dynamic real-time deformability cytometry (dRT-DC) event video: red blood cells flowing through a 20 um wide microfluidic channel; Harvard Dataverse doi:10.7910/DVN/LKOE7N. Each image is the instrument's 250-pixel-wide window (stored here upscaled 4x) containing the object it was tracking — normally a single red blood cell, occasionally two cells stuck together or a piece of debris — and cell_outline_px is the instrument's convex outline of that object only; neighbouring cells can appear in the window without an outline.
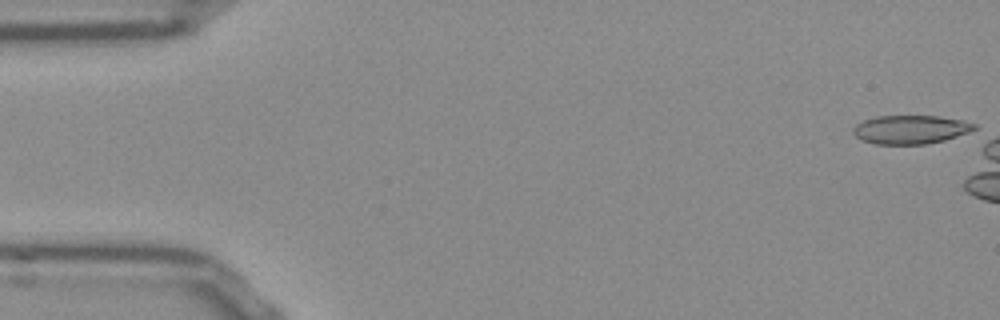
{"species": "Egyptian fruit bat (a non-hibernating species)", "species_latin": "Rousettus aegyptiacus", "temperature_condition": "room temperature", "stored_images_in_passage": 10, "camera_frame_rate_fps": 3000, "um_per_image_px": 0.085, "frame": {"image": 1, "passage_image": 1, "time_ms": 0.0, "image_size_px": [1000, 320], "cell_outline_px": [[976, 132], [944, 140], [924, 144], [876, 144], [864, 140], [856, 136], [852, 132], [856, 124], [864, 120], [876, 116], [940, 116], [964, 120], [976, 124]], "centroid_in_image_um": [77.49, 11.0], "position_along_channel_um": 7.5, "area_um2": 20.4}}